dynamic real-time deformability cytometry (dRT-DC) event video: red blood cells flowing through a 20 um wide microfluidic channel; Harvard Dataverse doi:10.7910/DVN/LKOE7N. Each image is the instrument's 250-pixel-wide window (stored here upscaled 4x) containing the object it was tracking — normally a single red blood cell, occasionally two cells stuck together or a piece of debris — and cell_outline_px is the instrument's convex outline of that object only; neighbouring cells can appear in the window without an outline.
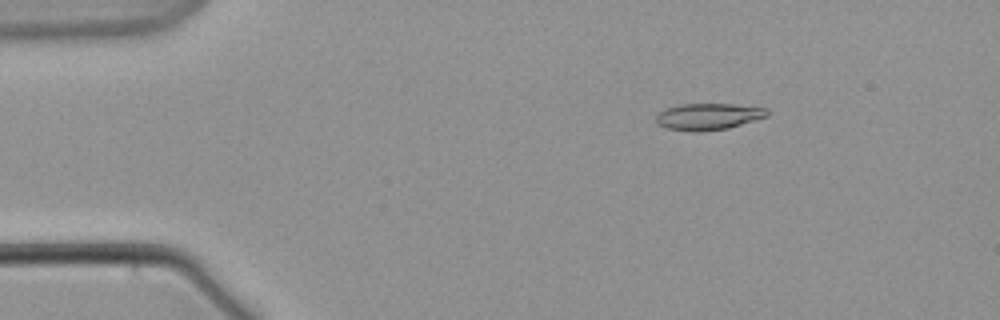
{"species": "common noctule bat (a hibernating species)", "species_latin": "Nyctalus noctula", "temperature_condition": "warm", "stored_images_in_passage": 60, "camera_frame_rate_fps": 3000, "um_per_image_px": 0.085, "animal": {"sex": "male", "body_mass_g": 21.5, "forearm_length_mm": 52.0}, "frame": {"image": 1, "passage_image": 10, "time_ms": 3.0, "image_size_px": [1000, 320], "cell_outline_px": [[768, 116], [728, 128], [700, 132], [692, 132], [668, 128], [656, 124], [656, 116], [664, 108], [680, 104], [732, 104], [768, 108]], "centroid_in_image_um": [60.18, 9.9], "position_along_channel_um": 24.8, "area_um2": 17.28}}
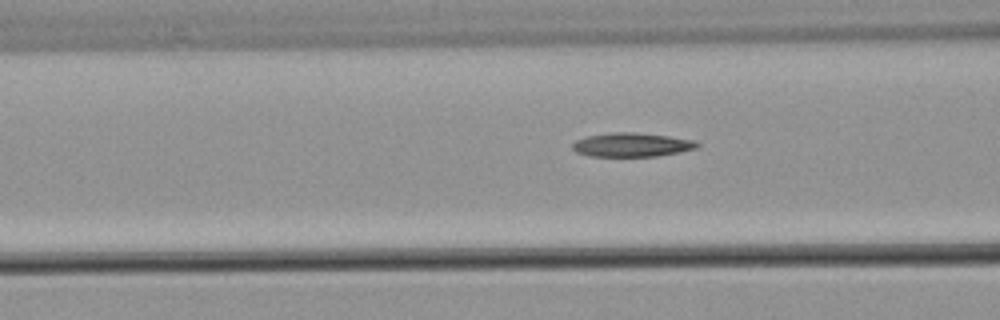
{"frame": {"image": 2, "passage_image": 24, "time_ms": 7.667, "image_size_px": [1000, 320], "cell_outline_px": [[700, 144], [696, 148], [680, 152], [656, 156], [588, 156], [576, 152], [572, 148], [572, 144], [576, 140], [588, 136], [616, 132], [632, 132], [668, 136], [696, 140]], "centroid_in_image_um": [53.71, 12.31], "position_along_channel_um": 112.9, "area_um2": 17.28}}
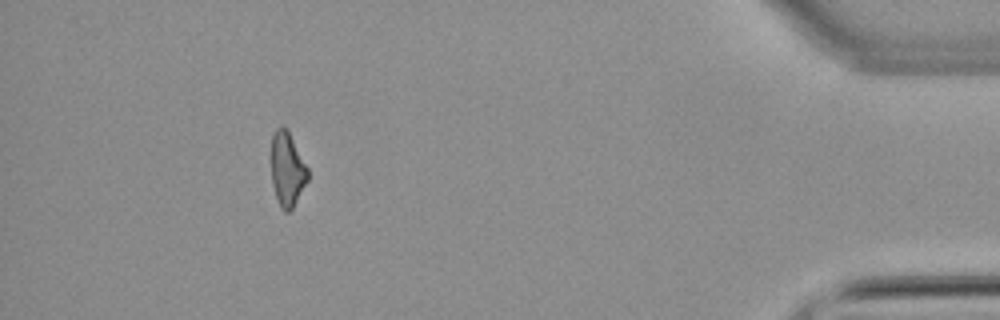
{"frame": {"image": 3, "passage_image": 55, "time_ms": 18.0, "image_size_px": [1000, 320], "cell_outline_px": [[308, 180], [292, 208], [288, 212], [284, 212], [280, 208], [272, 184], [272, 136], [276, 128], [284, 128], [288, 132], [308, 168]], "centroid_in_image_um": [24.41, 14.44], "position_along_channel_um": 410.8, "area_um2": 15.37}}